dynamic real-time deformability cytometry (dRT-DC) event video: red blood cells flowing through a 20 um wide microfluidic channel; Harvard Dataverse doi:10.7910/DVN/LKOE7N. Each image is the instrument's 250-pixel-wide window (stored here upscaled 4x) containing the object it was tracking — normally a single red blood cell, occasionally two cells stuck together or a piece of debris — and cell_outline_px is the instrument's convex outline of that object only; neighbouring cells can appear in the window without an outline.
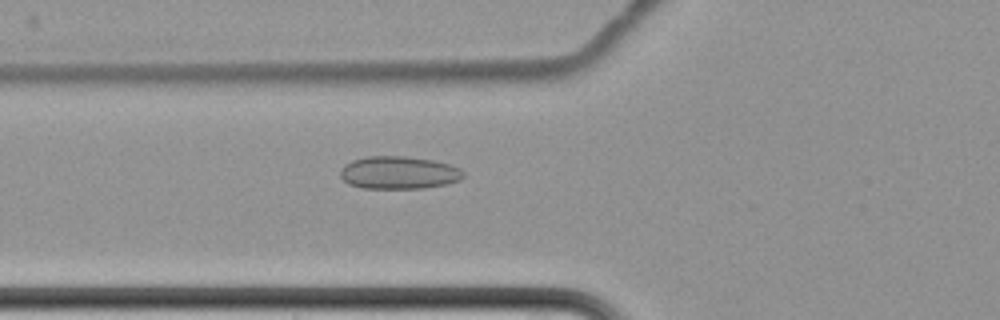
{"species": "common noctule bat (a hibernating species)", "species_latin": "Nyctalus noctula", "temperature_condition": "cold", "stored_images_in_passage": 7, "camera_frame_rate_fps": 3000, "um_per_image_px": 0.085, "animal": {"sex": "female", "body_mass_g": 22.7, "forearm_length_mm": 54.2}, "frame": {"image": 1, "passage_image": 7, "time_ms": 7.333, "image_size_px": [1000, 320], "cell_outline_px": [[464, 176], [460, 180], [448, 184], [424, 188], [360, 188], [348, 184], [340, 176], [340, 168], [344, 164], [352, 160], [368, 156], [404, 156], [432, 160], [448, 164], [460, 168], [464, 172]], "centroid_in_image_um": [33.88, 14.68], "position_along_channel_um": 91.9, "area_um2": 23.64}}